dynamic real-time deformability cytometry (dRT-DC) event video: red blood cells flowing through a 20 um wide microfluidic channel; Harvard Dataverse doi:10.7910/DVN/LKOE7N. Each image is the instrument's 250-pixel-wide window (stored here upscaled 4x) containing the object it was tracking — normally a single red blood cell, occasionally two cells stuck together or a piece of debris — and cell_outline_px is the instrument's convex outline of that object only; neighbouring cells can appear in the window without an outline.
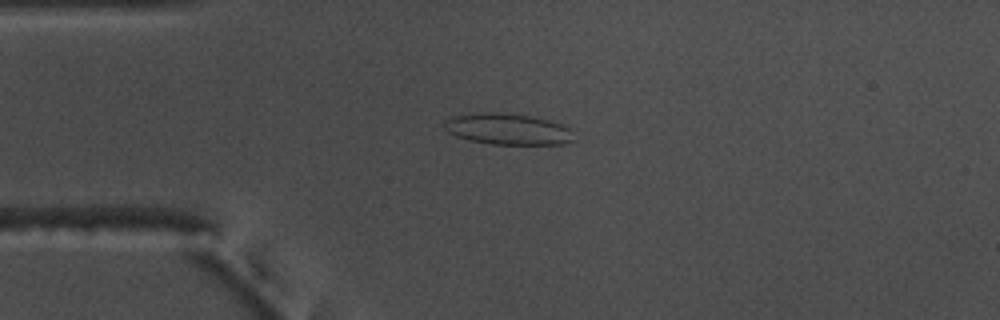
{"species": "common noctule bat (a hibernating species)", "species_latin": "Nyctalus noctula", "temperature_condition": "warm", "stored_images_in_passage": 54, "camera_frame_rate_fps": 3000, "um_per_image_px": 0.085, "animal": {"sex": "male", "body_mass_g": 17.5, "forearm_length_mm": 52.3}, "frame": {"image": 1, "passage_image": 13, "time_ms": 4.0, "image_size_px": [1000, 320], "cell_outline_px": [[576, 140], [564, 144], [492, 144], [468, 140], [456, 136], [448, 132], [444, 124], [444, 120], [456, 116], [484, 112], [500, 112], [532, 116], [564, 124], [568, 128]], "centroid_in_image_um": [43.19, 10.98], "position_along_channel_um": 41.8, "area_um2": 23.52}}
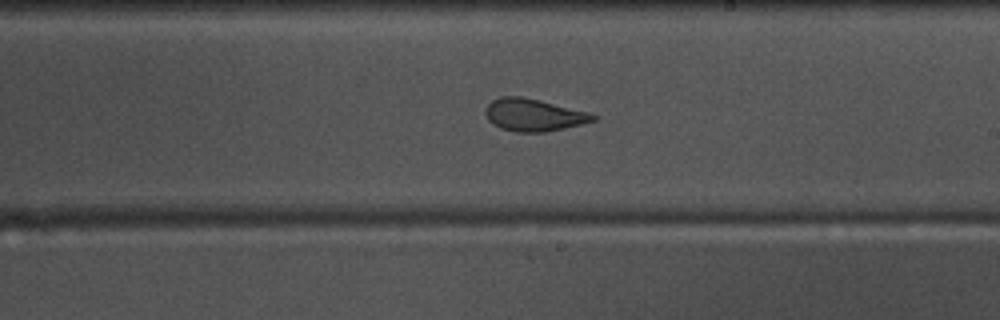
{"frame": {"image": 2, "passage_image": 31, "time_ms": 10.0, "image_size_px": [1000, 320], "cell_outline_px": [[600, 116], [596, 120], [564, 128], [544, 132], [516, 132], [500, 128], [492, 124], [488, 120], [484, 112], [484, 108], [492, 100], [500, 96], [520, 96], [540, 100], [592, 112]], "centroid_in_image_um": [45.37, 9.76], "position_along_channel_um": 243.6, "area_um2": 20.63}}
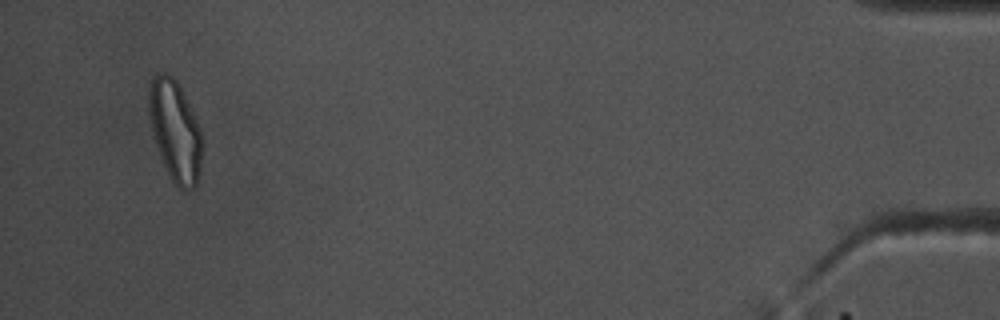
{"frame": {"image": 3, "passage_image": 52, "time_ms": 17.0, "image_size_px": [1000, 320], "cell_outline_px": [[200, 172], [196, 184], [192, 188], [180, 188], [172, 180], [164, 164], [152, 128], [148, 112], [148, 88], [152, 76], [164, 72], [172, 76], [176, 80], [200, 128]], "centroid_in_image_um": [14.85, 11.06], "position_along_channel_um": 420.3, "area_um2": 30.17}, "authors_computed_cell_mechanics": {"area_um2": 23.0333, "velocity_mm_per_s": 3.7089, "shape_relaxation_time_tau1_ms": null, "shape_relaxation_time_tau2_ms": 1.5167, "deformation_change_tau1": null, "deformation_change_tau2": 0.0864}}